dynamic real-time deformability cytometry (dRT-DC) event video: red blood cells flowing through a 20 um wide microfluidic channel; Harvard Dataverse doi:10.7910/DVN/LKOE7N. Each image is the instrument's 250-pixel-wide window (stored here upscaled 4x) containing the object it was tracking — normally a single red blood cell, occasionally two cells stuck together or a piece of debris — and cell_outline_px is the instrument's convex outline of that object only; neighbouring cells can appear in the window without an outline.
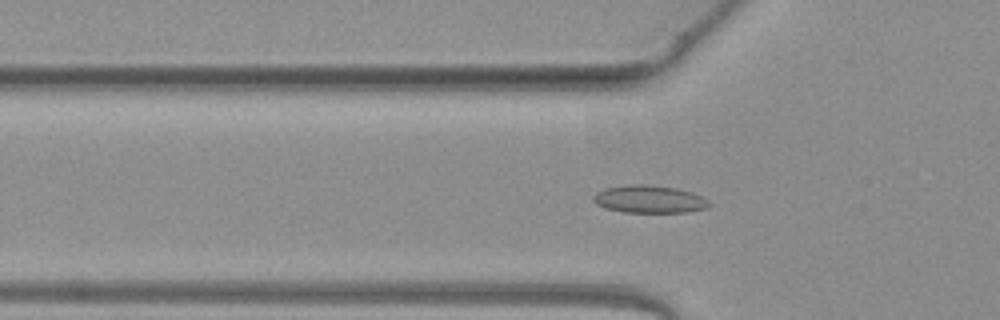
{"species": "common noctule bat (a hibernating species)", "species_latin": "Nyctalus noctula", "temperature_condition": "warm", "stored_images_in_passage": 51, "camera_frame_rate_fps": 3000, "um_per_image_px": 0.085, "animal": {"sex": "female", "body_mass_g": 19.3, "forearm_length_mm": 54.1}, "frame": {"image": 1, "passage_image": 16, "time_ms": 5.0, "image_size_px": [1000, 320], "cell_outline_px": [[712, 204], [708, 208], [688, 212], [624, 212], [604, 208], [596, 204], [592, 200], [592, 196], [596, 192], [604, 188], [628, 184], [644, 184], [676, 188], [692, 192], [708, 200]], "centroid_in_image_um": [55.17, 16.93], "position_along_channel_um": 70.6, "area_um2": 18.84}}
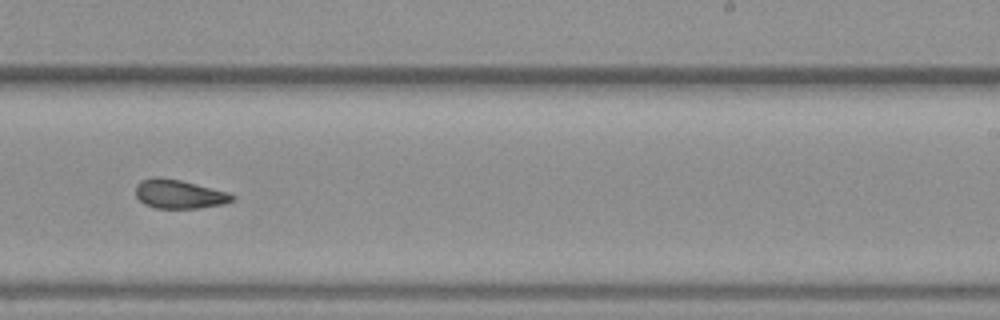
{"frame": {"image": 2, "passage_image": 31, "time_ms": 10.0, "image_size_px": [1000, 320], "cell_outline_px": [[236, 196], [232, 200], [224, 204], [200, 208], [156, 208], [144, 204], [136, 196], [136, 184], [140, 180], [152, 176], [156, 176], [180, 180], [228, 192]], "centroid_in_image_um": [15.2, 16.49], "position_along_channel_um": 273.8, "area_um2": 16.3}}
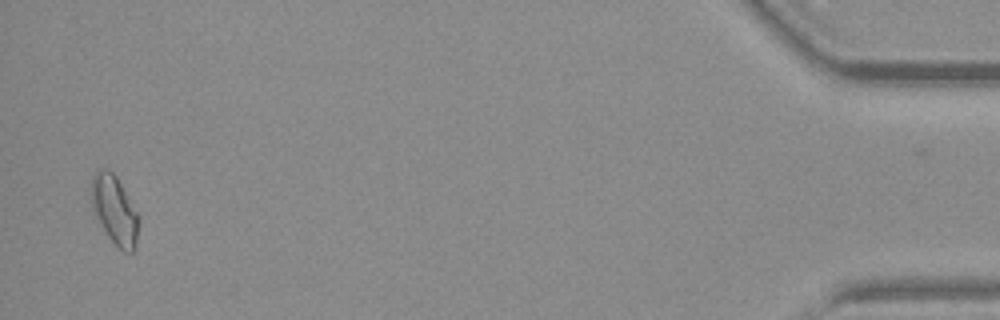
{"frame": {"image": 3, "passage_image": 49, "time_ms": 16.0, "image_size_px": [1000, 320], "cell_outline_px": [[136, 248], [132, 252], [124, 252], [108, 236], [92, 212], [88, 192], [92, 176], [100, 168], [108, 168], [116, 176], [136, 212]], "centroid_in_image_um": [9.63, 17.79], "position_along_channel_um": 425.6, "area_um2": 18.79}, "authors_computed_cell_mechanics": {"area_um2": 16.762, "velocity_mm_per_s": 4.0542, "shape_relaxation_time_tau1_ms": null, "shape_relaxation_time_tau2_ms": 2.0848, "deformation_change_tau1": null, "deformation_change_tau2": 0.0594}}